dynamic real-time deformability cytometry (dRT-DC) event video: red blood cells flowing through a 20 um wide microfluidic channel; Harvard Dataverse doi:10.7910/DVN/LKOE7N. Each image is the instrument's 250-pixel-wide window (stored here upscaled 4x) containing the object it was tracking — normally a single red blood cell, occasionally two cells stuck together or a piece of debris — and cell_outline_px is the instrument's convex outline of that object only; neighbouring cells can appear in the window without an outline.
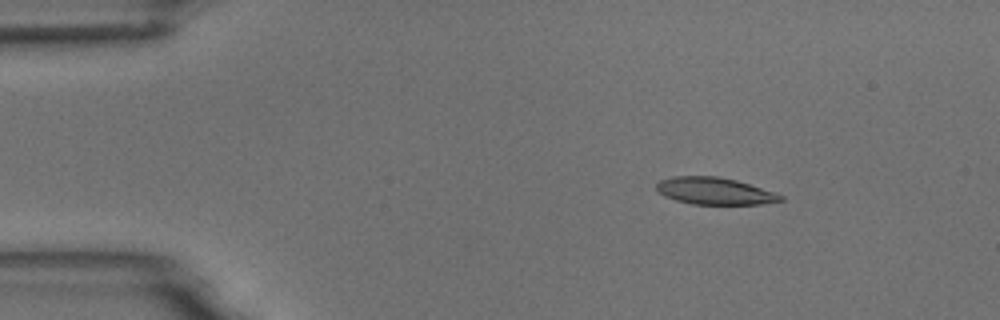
{"species": "common noctule bat (a hibernating species)", "species_latin": "Nyctalus noctula", "temperature_condition": "room temperature", "stored_images_in_passage": 6, "camera_frame_rate_fps": 3000, "um_per_image_px": 0.085, "animal": {"sex": "male", "body_mass_g": 18.8}, "frame": {"image": 1, "passage_image": 3, "time_ms": 2.333, "image_size_px": [1000, 320], "cell_outline_px": [[784, 200], [760, 204], [692, 204], [676, 200], [664, 196], [656, 188], [656, 184], [660, 180], [672, 176], [716, 176], [736, 180], [784, 196]], "centroid_in_image_um": [60.7, 16.23], "position_along_channel_um": 24.3, "area_um2": 19.31}}
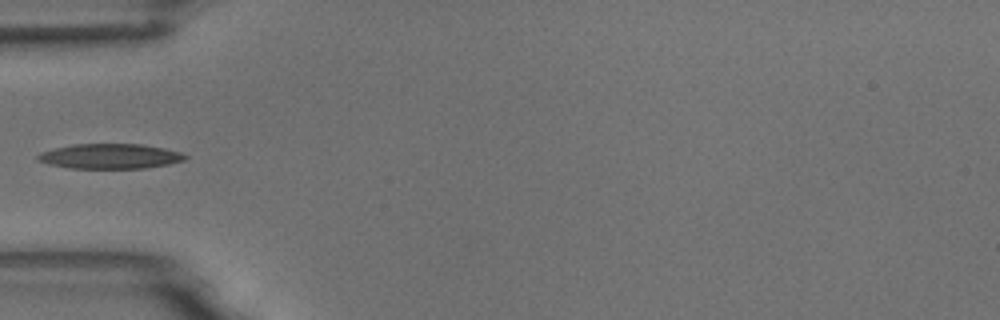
{"frame": {"image": 2, "passage_image": 6, "time_ms": 5.667, "image_size_px": [1000, 320], "cell_outline_px": [[188, 156], [184, 160], [168, 164], [144, 168], [68, 168], [48, 164], [36, 160], [36, 156], [40, 152], [72, 144], [140, 144], [164, 148], [180, 152]], "centroid_in_image_um": [9.32, 13.28], "position_along_channel_um": 75.7, "area_um2": 21.39}}